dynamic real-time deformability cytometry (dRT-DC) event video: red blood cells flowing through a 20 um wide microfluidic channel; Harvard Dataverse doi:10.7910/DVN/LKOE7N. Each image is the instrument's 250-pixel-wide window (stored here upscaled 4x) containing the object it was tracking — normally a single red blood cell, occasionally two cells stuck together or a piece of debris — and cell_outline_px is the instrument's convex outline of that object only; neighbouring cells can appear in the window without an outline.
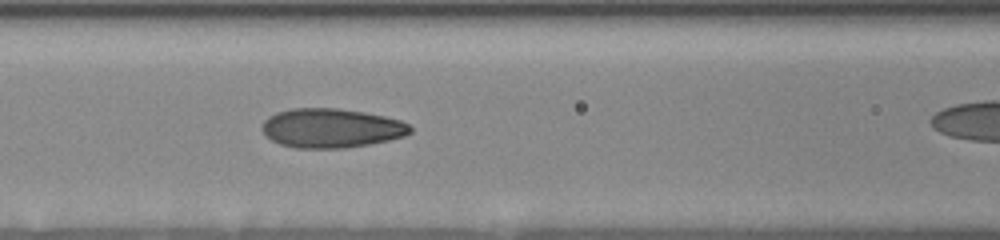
{"species": "human", "species_latin": "Homo sapiens", "temperature_condition": "room temperature", "stored_images_in_passage": 13, "segment_of_instrument_passage": [1, 2], "camera_frame_rate_fps": 3000, "um_per_image_px": 0.085, "donor": {"sex": "female"}, "frame": {"image": 1, "passage_image": 4, "time_ms": 2.0, "image_size_px": [1000, 240], "cell_outline_px": [[412, 132], [404, 136], [388, 140], [368, 144], [344, 148], [296, 148], [280, 144], [272, 140], [260, 128], [264, 120], [268, 116], [276, 112], [292, 108], [336, 108], [364, 112], [384, 116], [400, 120], [408, 124], [412, 128]], "centroid_in_image_um": [28.14, 10.88], "position_along_channel_um": 138.5, "area_um2": 33.87}}
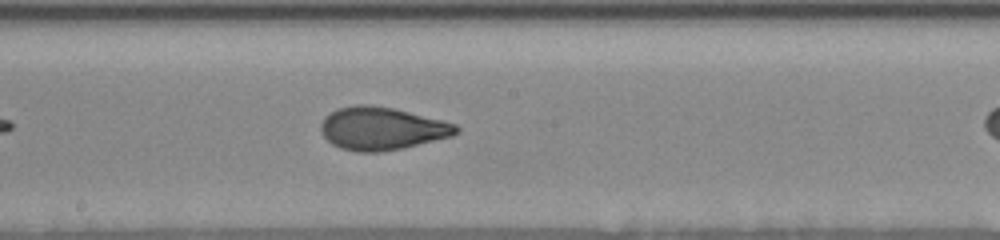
{"frame": {"image": 2, "passage_image": 8, "time_ms": 4.0, "image_size_px": [1000, 240], "cell_outline_px": [[460, 132], [452, 136], [400, 148], [380, 152], [356, 152], [340, 148], [332, 144], [320, 132], [320, 124], [324, 116], [340, 108], [356, 104], [368, 104], [392, 108], [456, 124], [460, 128]], "centroid_in_image_um": [32.42, 10.93], "position_along_channel_um": 215.8, "area_um2": 33.52}}
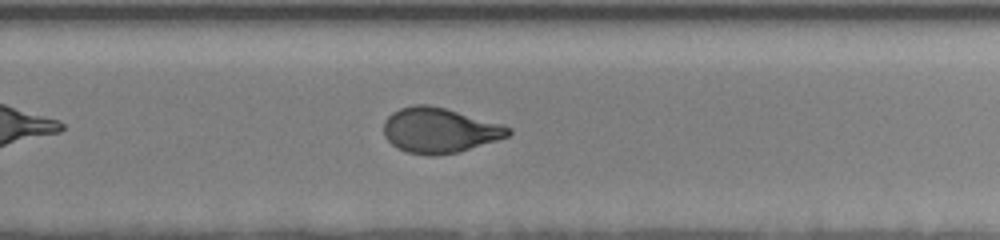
{"frame": {"image": 3, "passage_image": 12, "time_ms": 6.0, "image_size_px": [1000, 240], "cell_outline_px": [[512, 132], [508, 136], [496, 140], [456, 152], [432, 156], [428, 156], [408, 152], [396, 148], [384, 136], [384, 120], [392, 112], [400, 108], [416, 104], [428, 104], [444, 108], [504, 124], [512, 128]], "centroid_in_image_um": [37.34, 11.07], "position_along_channel_um": 292.5, "area_um2": 32.66}}